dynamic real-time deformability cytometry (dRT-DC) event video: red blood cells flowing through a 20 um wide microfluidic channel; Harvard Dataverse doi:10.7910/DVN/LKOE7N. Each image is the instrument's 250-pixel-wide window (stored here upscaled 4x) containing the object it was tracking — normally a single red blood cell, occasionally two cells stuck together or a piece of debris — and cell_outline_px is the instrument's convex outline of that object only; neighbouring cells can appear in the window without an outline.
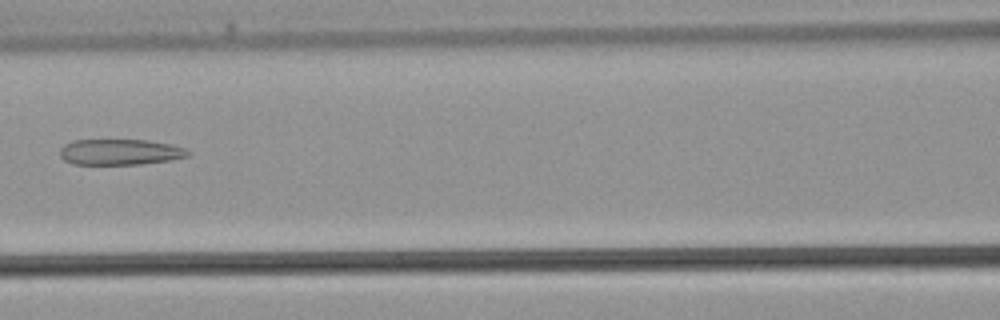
{"species": "common noctule bat (a hibernating species)", "species_latin": "Nyctalus noctula", "temperature_condition": "warm", "stored_images_in_passage": 29, "camera_frame_rate_fps": 3000, "um_per_image_px": 0.085, "animal": {"sex": "male", "body_mass_g": 21.5, "forearm_length_mm": 52.0}, "frame": {"image": 1, "passage_image": 9, "time_ms": 2.667, "image_size_px": [1000, 320], "cell_outline_px": [[192, 152], [188, 156], [172, 160], [140, 164], [72, 164], [64, 160], [60, 156], [60, 148], [64, 144], [72, 140], [148, 140], [172, 144], [184, 148]], "centroid_in_image_um": [10.21, 12.92], "position_along_channel_um": 156.4, "area_um2": 19.42}}
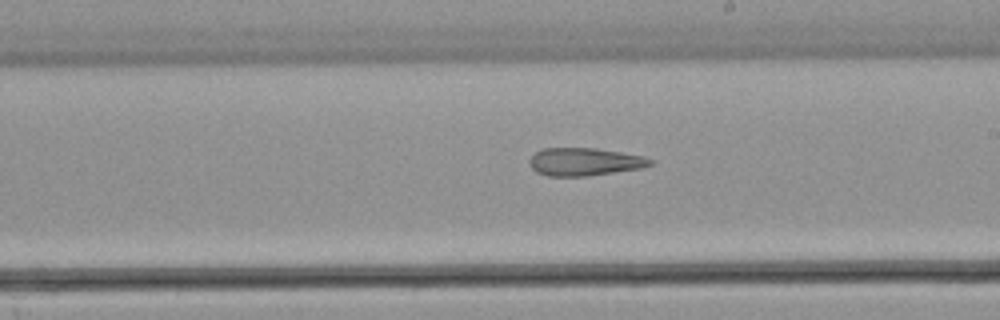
{"frame": {"image": 2, "passage_image": 14, "time_ms": 4.333, "image_size_px": [1000, 320], "cell_outline_px": [[652, 164], [644, 168], [588, 176], [548, 176], [536, 172], [532, 168], [528, 160], [540, 148], [596, 148], [644, 156], [652, 160]], "centroid_in_image_um": [49.69, 13.75], "position_along_channel_um": 239.3, "area_um2": 19.71}}
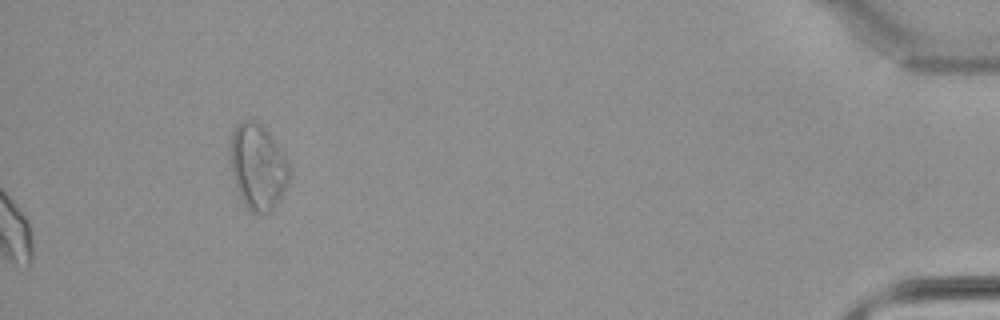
{"frame": {"image": 3, "passage_image": 29, "time_ms": 9.333, "image_size_px": [1000, 320], "cell_outline_px": [[292, 172], [288, 184], [272, 208], [268, 212], [252, 212], [244, 204], [236, 188], [228, 156], [232, 132], [236, 124], [244, 120], [252, 120], [260, 124], [268, 132], [288, 160], [292, 168]], "centroid_in_image_um": [21.91, 14.14], "position_along_channel_um": 413.3, "area_um2": 29.54}}